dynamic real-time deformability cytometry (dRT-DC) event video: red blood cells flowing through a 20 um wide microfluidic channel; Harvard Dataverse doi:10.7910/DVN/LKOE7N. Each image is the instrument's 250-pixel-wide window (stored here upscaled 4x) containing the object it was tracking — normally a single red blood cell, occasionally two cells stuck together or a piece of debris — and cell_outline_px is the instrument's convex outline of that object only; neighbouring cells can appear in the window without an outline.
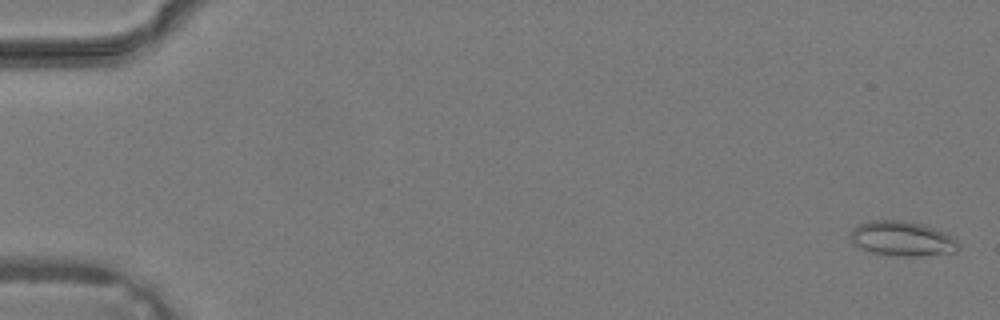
{"species": "common noctule bat (a hibernating species)", "species_latin": "Nyctalus noctula", "temperature_condition": "warm", "stored_images_in_passage": 39, "camera_frame_rate_fps": 3000, "um_per_image_px": 0.085, "animal": {"sex": "male", "body_mass_g": 19.2, "forearm_length_mm": 51.8}, "frame": {"image": 1, "passage_image": 1, "time_ms": 0.0, "image_size_px": [1000, 320], "cell_outline_px": [[960, 248], [956, 252], [916, 256], [904, 256], [872, 252], [860, 248], [852, 240], [852, 228], [860, 224], [872, 220], [904, 220], [920, 224], [932, 228], [956, 240], [960, 244]], "centroid_in_image_um": [76.69, 20.29], "position_along_channel_um": 8.3, "area_um2": 21.33}}
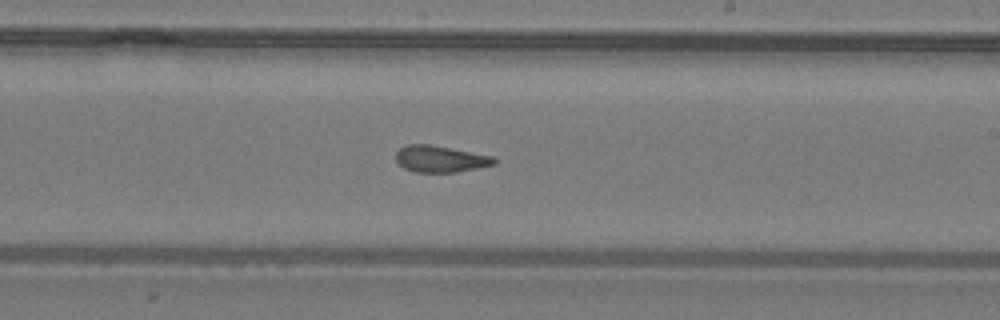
{"frame": {"image": 2, "passage_image": 24, "time_ms": 7.667, "image_size_px": [1000, 320], "cell_outline_px": [[500, 160], [496, 164], [456, 172], [416, 172], [404, 168], [396, 160], [396, 152], [404, 144], [428, 144], [492, 156]], "centroid_in_image_um": [37.43, 13.51], "position_along_channel_um": 251.6, "area_um2": 15.14}}
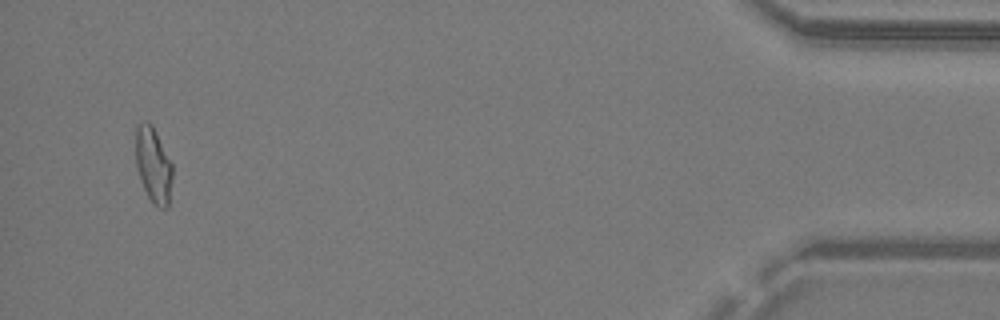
{"frame": {"image": 3, "passage_image": 38, "time_ms": 12.333, "image_size_px": [1000, 320], "cell_outline_px": [[172, 180], [168, 208], [156, 208], [152, 204], [140, 180], [136, 168], [136, 124], [144, 120], [148, 120], [152, 124], [172, 164]], "centroid_in_image_um": [13.02, 14.03], "position_along_channel_um": 422.2, "area_um2": 16.42}}